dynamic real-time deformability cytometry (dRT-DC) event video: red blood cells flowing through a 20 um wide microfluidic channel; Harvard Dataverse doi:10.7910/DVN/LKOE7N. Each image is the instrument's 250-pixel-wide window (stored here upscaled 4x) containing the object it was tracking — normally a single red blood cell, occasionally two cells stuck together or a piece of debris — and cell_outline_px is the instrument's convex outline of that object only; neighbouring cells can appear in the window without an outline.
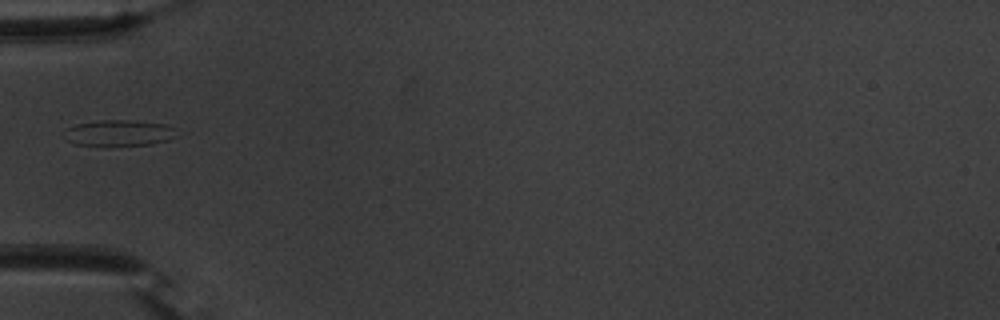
{"species": "common noctule bat (a hibernating species)", "species_latin": "Nyctalus noctula", "temperature_condition": "warm", "stored_images_in_passage": 8, "camera_frame_rate_fps": 3000, "um_per_image_px": 0.085, "animal": {"sex": "male", "body_mass_g": 20.1, "forearm_length_mm": 53.5}, "frame": {"image": 1, "passage_image": 1, "time_ms": 0.0, "image_size_px": [1000, 320], "cell_outline_px": [[180, 136], [168, 140], [152, 144], [76, 144], [64, 140], [68, 128], [76, 124], [100, 120], [128, 120], [164, 124], [176, 128]], "centroid_in_image_um": [10.19, 11.28], "position_along_channel_um": 74.8, "area_um2": 16.7}}
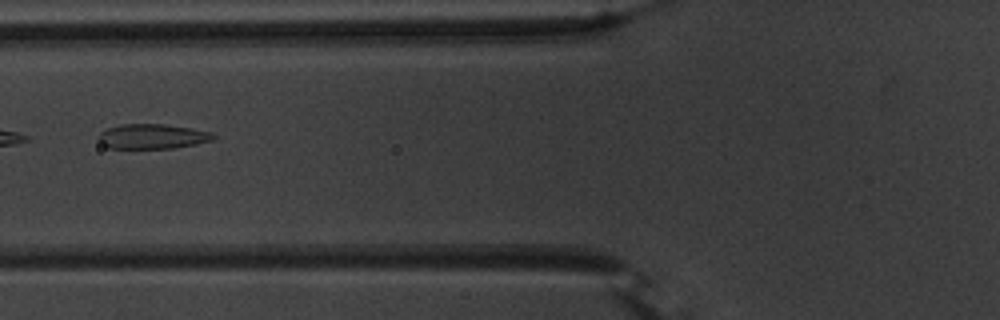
{"frame": {"image": 2, "passage_image": 4, "time_ms": 1.0, "image_size_px": [1000, 320], "cell_outline_px": [[216, 136], [212, 140], [196, 144], [172, 148], [108, 148], [100, 140], [100, 132], [108, 128], [120, 124], [164, 124], [212, 132]], "centroid_in_image_um": [12.97, 11.59], "position_along_channel_um": 112.8, "area_um2": 16.36}}